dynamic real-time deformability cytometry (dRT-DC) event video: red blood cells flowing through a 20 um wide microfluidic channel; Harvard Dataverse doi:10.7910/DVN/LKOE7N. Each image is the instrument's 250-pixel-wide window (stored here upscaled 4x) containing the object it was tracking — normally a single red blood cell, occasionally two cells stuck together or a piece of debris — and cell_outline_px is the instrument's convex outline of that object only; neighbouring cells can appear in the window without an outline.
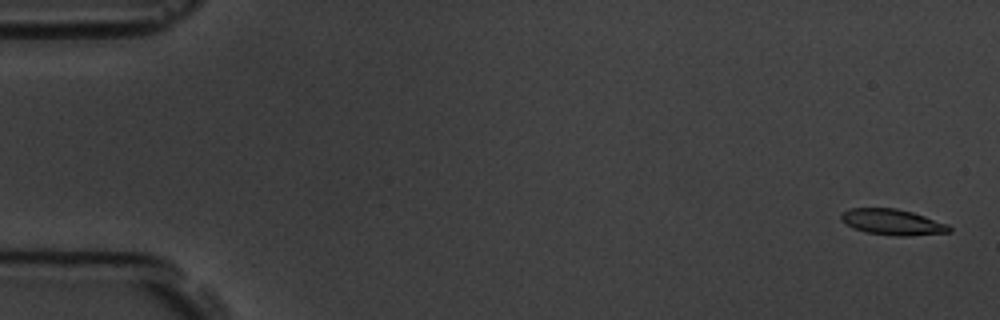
{"species": "common noctule bat (a hibernating species)", "species_latin": "Nyctalus noctula", "temperature_condition": "room temperature", "stored_images_in_passage": 6, "camera_frame_rate_fps": 3000, "um_per_image_px": 0.085, "animal": {"sex": "male", "body_mass_g": 19.5, "forearm_length_mm": 54.6}, "frame": {"image": 1, "passage_image": 1, "time_ms": 0.0, "image_size_px": [1000, 320], "cell_outline_px": [[952, 232], [908, 236], [896, 236], [864, 232], [840, 220], [840, 212], [848, 208], [896, 208], [912, 212], [948, 224], [952, 228]], "centroid_in_image_um": [75.86, 18.87], "position_along_channel_um": 9.1, "area_um2": 16.36}}
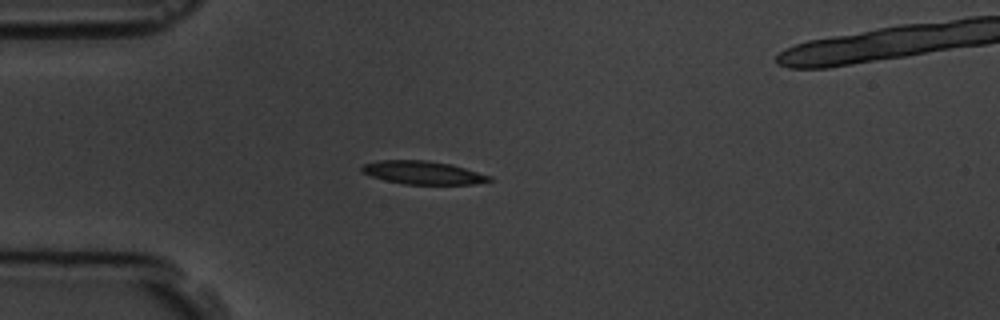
{"frame": {"image": 2, "passage_image": 5, "time_ms": 4.667, "image_size_px": [1000, 320], "cell_outline_px": [[492, 180], [472, 184], [404, 184], [372, 176], [360, 172], [360, 168], [364, 164], [380, 160], [428, 160], [452, 164], [492, 176]], "centroid_in_image_um": [35.96, 14.66], "position_along_channel_um": 49.0, "area_um2": 17.17}}